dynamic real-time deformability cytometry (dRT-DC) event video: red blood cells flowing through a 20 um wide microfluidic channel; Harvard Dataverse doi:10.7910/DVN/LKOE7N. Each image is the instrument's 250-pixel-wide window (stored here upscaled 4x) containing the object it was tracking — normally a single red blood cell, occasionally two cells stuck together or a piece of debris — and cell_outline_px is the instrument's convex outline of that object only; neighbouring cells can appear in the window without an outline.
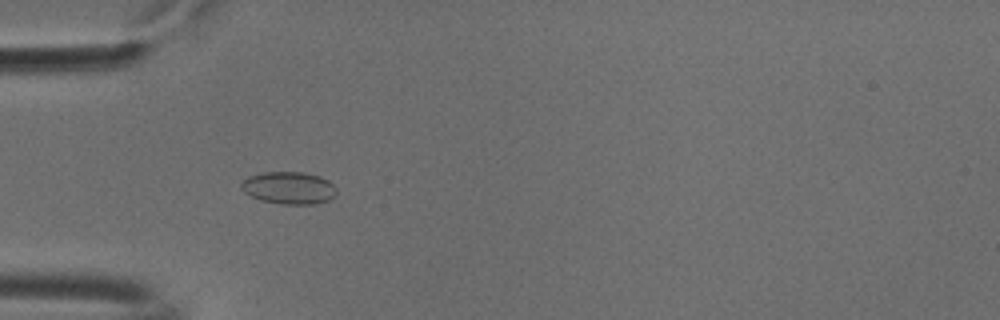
{"species": "common noctule bat (a hibernating species)", "species_latin": "Nyctalus noctula", "temperature_condition": "cold", "stored_images_in_passage": 53, "camera_frame_rate_fps": 3000, "um_per_image_px": 0.085, "animal": {"sex": "male", "body_mass_g": 18.8}, "frame": {"image": 1, "passage_image": 16, "time_ms": 5.0, "image_size_px": [1000, 320], "cell_outline_px": [[336, 196], [328, 200], [316, 204], [284, 204], [260, 200], [244, 192], [240, 188], [240, 184], [248, 176], [264, 172], [304, 172], [320, 176], [328, 180], [336, 188]], "centroid_in_image_um": [24.56, 15.97], "position_along_channel_um": 60.4, "area_um2": 18.03}}
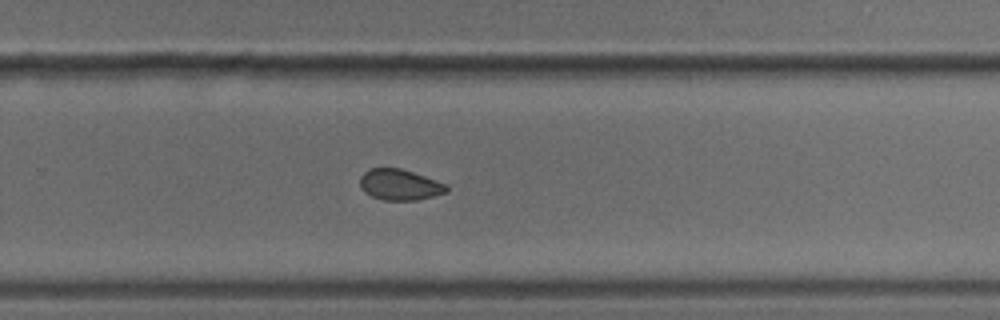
{"frame": {"image": 2, "passage_image": 35, "time_ms": 11.333, "image_size_px": [1000, 320], "cell_outline_px": [[448, 192], [416, 200], [384, 200], [372, 196], [364, 192], [360, 188], [360, 176], [368, 168], [400, 168], [448, 184]], "centroid_in_image_um": [33.96, 15.7], "position_along_channel_um": 295.8, "area_um2": 15.61}}
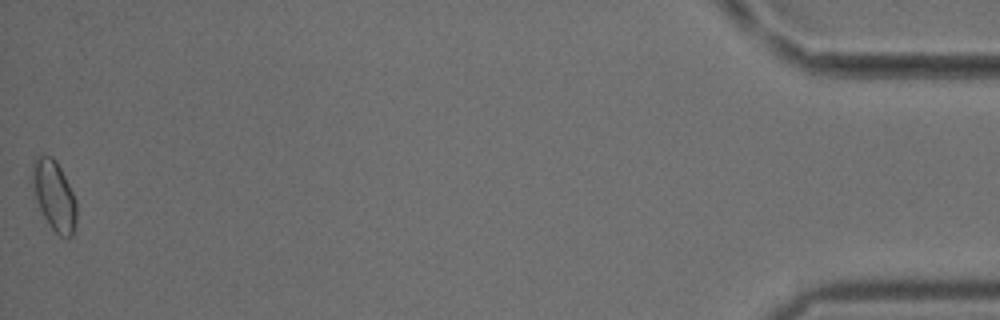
{"frame": {"image": 3, "passage_image": 53, "time_ms": 17.333, "image_size_px": [1000, 320], "cell_outline_px": [[76, 220], [72, 236], [60, 236], [48, 224], [28, 184], [32, 160], [40, 156], [52, 156], [56, 160], [76, 200]], "centroid_in_image_um": [4.53, 16.57], "position_along_channel_um": 430.7, "area_um2": 18.26}, "authors_computed_cell_mechanics": {"area_um2": 16.473, "velocity_mm_per_s": 3.7661, "shape_relaxation_time_tau1_ms": 2.9471, "shape_relaxation_time_tau2_ms": 2.4308, "deformation_change_tau1": 0.0425, "deformation_change_tau2": 0.0598}}